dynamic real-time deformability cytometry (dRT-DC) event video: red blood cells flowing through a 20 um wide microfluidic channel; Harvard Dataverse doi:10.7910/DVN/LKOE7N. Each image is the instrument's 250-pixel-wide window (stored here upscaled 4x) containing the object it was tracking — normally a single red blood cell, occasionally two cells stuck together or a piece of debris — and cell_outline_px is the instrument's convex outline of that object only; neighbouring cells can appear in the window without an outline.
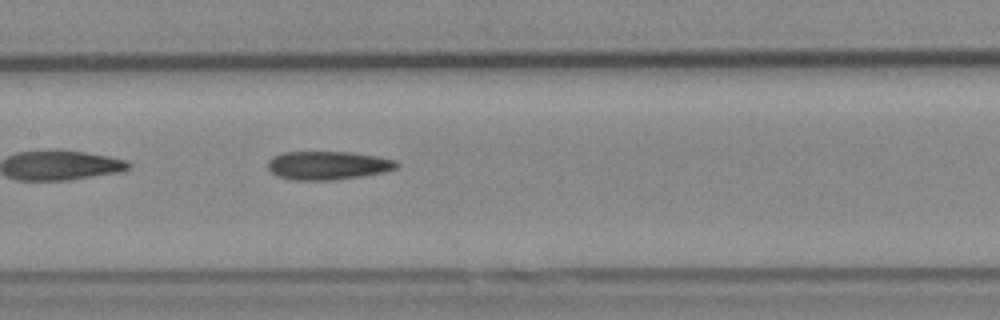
{"species": "Egyptian fruit bat (a non-hibernating species)", "species_latin": "Rousettus aegyptiacus", "temperature_condition": "cold", "stored_images_in_passage": 29, "camera_frame_rate_fps": 3000, "um_per_image_px": 0.085, "animal": {"sex": "female"}, "frame": {"image": 1, "passage_image": 9, "time_ms": 2.667, "image_size_px": [1000, 320], "cell_outline_px": [[400, 164], [396, 168], [380, 172], [360, 176], [328, 180], [296, 180], [276, 176], [268, 168], [268, 160], [272, 156], [284, 152], [352, 152], [376, 156], [396, 160]], "centroid_in_image_um": [27.83, 14.05], "position_along_channel_um": 179.6, "area_um2": 21.21}}